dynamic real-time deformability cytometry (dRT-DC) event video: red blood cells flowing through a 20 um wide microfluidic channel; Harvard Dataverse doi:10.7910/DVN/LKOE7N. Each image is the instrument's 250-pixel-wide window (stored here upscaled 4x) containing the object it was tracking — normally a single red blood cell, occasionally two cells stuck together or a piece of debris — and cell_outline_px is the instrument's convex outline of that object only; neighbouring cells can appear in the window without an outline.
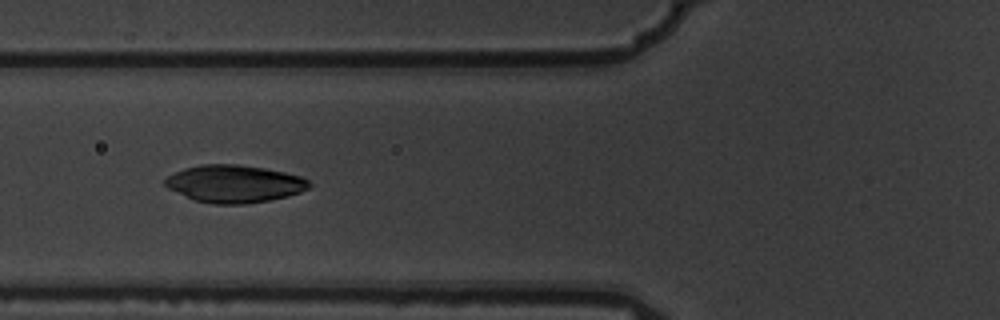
{"species": "common noctule bat (a hibernating species)", "species_latin": "Nyctalus noctula", "temperature_condition": "warm", "stored_images_in_passage": 14, "camera_frame_rate_fps": 3000, "um_per_image_px": 0.085, "animal": {"sex": "male", "body_mass_g": 19.5, "forearm_length_mm": 54.6}, "frame": {"image": 1, "passage_image": 5, "time_ms": 1.333, "image_size_px": [1000, 320], "cell_outline_px": [[312, 184], [308, 188], [300, 192], [288, 196], [268, 200], [244, 204], [216, 204], [196, 200], [168, 188], [164, 184], [164, 180], [168, 176], [184, 168], [200, 164], [236, 164], [264, 168], [284, 172], [300, 176], [308, 180]], "centroid_in_image_um": [19.93, 15.61], "position_along_channel_um": 105.9, "area_um2": 31.21}}
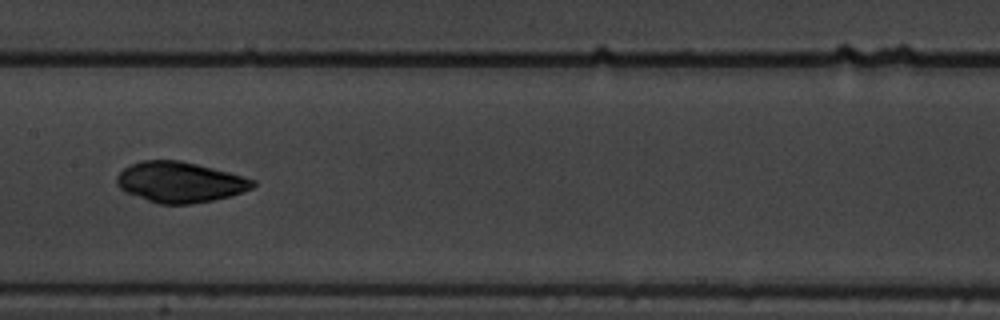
{"frame": {"image": 2, "passage_image": 7, "time_ms": 2.0, "image_size_px": [1000, 320], "cell_outline_px": [[256, 184], [252, 188], [228, 196], [212, 200], [188, 204], [160, 204], [124, 192], [116, 184], [116, 176], [124, 168], [140, 160], [180, 160], [228, 172], [256, 180]], "centroid_in_image_um": [15.25, 15.47], "position_along_channel_um": 192.1, "area_um2": 31.91}}
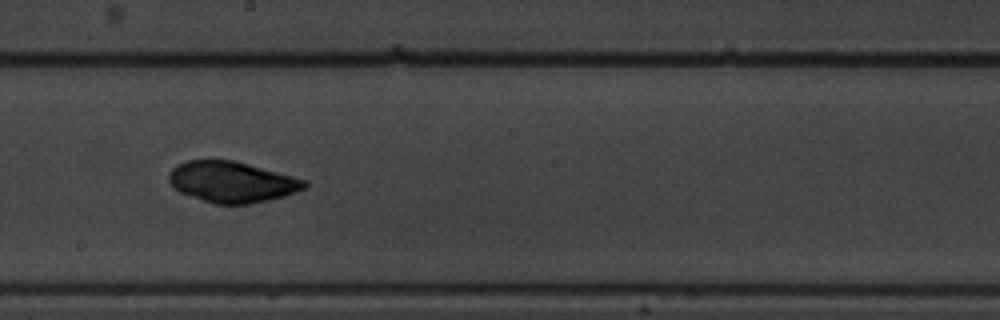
{"frame": {"image": 3, "passage_image": 8, "time_ms": 2.333, "image_size_px": [1000, 320], "cell_outline_px": [[308, 184], [304, 188], [296, 192], [284, 196], [268, 200], [248, 204], [216, 204], [180, 192], [168, 180], [168, 172], [176, 164], [188, 160], [232, 160], [248, 164], [308, 180]], "centroid_in_image_um": [19.71, 15.46], "position_along_channel_um": 228.5, "area_um2": 32.14}}